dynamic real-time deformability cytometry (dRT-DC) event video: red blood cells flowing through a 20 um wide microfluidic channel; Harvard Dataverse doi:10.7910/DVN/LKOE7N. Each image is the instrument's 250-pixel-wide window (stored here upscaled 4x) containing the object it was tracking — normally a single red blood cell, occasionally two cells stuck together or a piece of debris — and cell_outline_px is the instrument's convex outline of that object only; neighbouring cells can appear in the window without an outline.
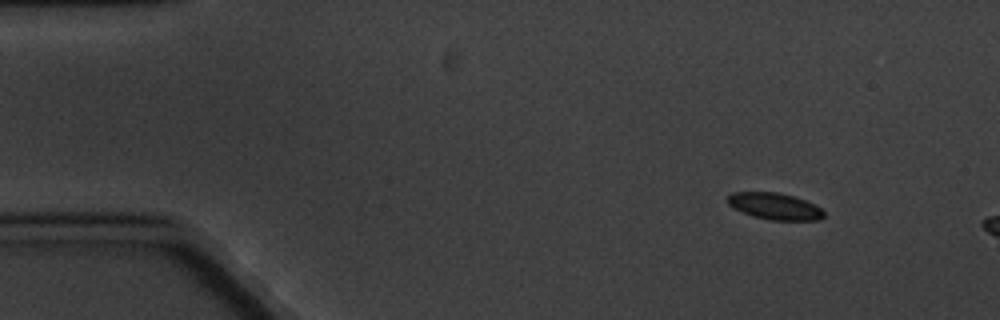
{"species": "common noctule bat (a hibernating species)", "species_latin": "Nyctalus noctula", "temperature_condition": "cold", "stored_images_in_passage": 3, "camera_frame_rate_fps": 3000, "um_per_image_px": 0.085, "animal": {"sex": "male", "body_mass_g": 20.1, "forearm_length_mm": 53.5}, "frame": {"image": 1, "passage_image": 1, "time_ms": 0.0, "image_size_px": [1000, 320], "cell_outline_px": [[824, 216], [820, 220], [768, 220], [752, 216], [732, 208], [728, 204], [728, 196], [732, 192], [776, 192], [792, 196], [804, 200], [820, 208], [824, 212]], "centroid_in_image_um": [65.82, 17.54], "position_along_channel_um": 19.2, "area_um2": 14.85}}